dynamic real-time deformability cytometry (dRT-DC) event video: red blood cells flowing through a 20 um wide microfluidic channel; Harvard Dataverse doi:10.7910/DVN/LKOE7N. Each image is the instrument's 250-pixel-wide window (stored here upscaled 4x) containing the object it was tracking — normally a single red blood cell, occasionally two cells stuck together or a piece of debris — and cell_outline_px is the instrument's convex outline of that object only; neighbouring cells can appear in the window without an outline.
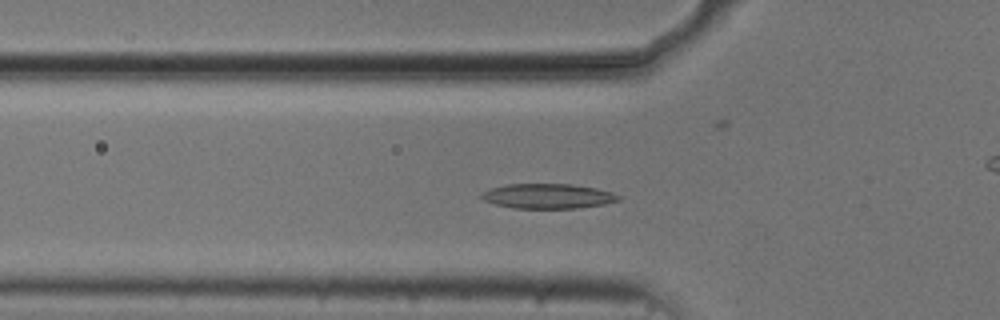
{"species": "common noctule bat (a hibernating species)", "species_latin": "Nyctalus noctula", "temperature_condition": "cold", "stored_images_in_passage": 53, "camera_frame_rate_fps": 3000, "um_per_image_px": 0.085, "animal": {"sex": "male", "body_mass_g": 20.5, "forearm_length_mm": 52.5}, "frame": {"image": 1, "passage_image": 16, "time_ms": 5.0, "image_size_px": [1000, 320], "cell_outline_px": [[620, 200], [604, 204], [576, 208], [512, 208], [496, 204], [484, 200], [480, 196], [480, 192], [488, 188], [508, 184], [572, 184], [596, 188], [612, 192], [620, 196]], "centroid_in_image_um": [46.54, 16.66], "position_along_channel_um": 79.3, "area_um2": 19.88}}
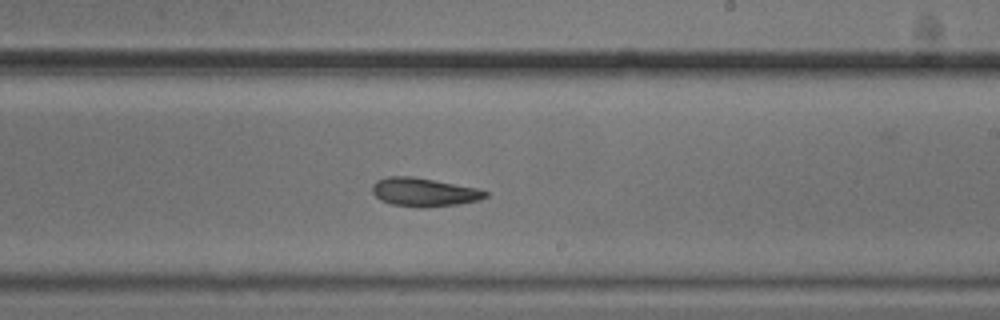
{"frame": {"image": 2, "passage_image": 30, "time_ms": 9.667, "image_size_px": [1000, 320], "cell_outline_px": [[488, 196], [480, 200], [460, 204], [420, 208], [392, 204], [380, 200], [372, 192], [372, 184], [376, 180], [388, 176], [412, 176], [476, 188], [488, 192]], "centroid_in_image_um": [36.02, 16.34], "position_along_channel_um": 253.0, "area_um2": 18.84}}
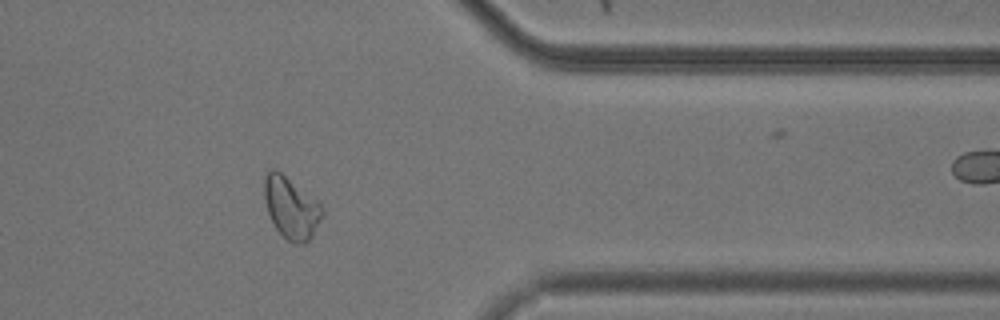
{"frame": {"image": 3, "passage_image": 42, "time_ms": 13.667, "image_size_px": [1000, 320], "cell_outline_px": [[324, 212], [308, 240], [304, 244], [292, 244], [276, 228], [268, 212], [264, 200], [264, 172], [272, 168], [276, 168], [320, 204], [324, 208]], "centroid_in_image_um": [24.7, 17.63], "position_along_channel_um": 386.7, "area_um2": 20.46}, "authors_computed_cell_mechanics": {"area_um2": 19.8832, "velocity_mm_per_s": 3.7162, "shape_relaxation_time_tau1_ms": 5.1763, "shape_relaxation_time_tau2_ms": 10.5562, "deformation_change_tau1": 0.1317, "deformation_change_tau2": 0.1992}}